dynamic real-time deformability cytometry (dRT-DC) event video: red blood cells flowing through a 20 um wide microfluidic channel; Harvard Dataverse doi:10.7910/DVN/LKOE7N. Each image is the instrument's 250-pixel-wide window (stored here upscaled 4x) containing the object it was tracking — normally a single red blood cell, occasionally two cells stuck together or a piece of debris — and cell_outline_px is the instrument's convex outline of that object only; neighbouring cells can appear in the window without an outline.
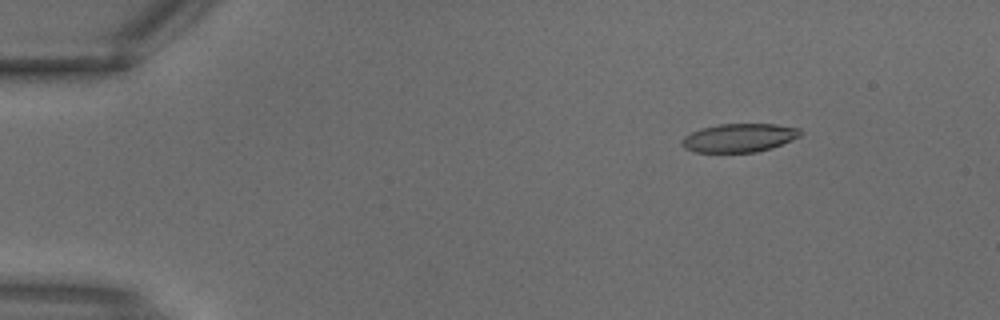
{"species": "common noctule bat (a hibernating species)", "species_latin": "Nyctalus noctula", "temperature_condition": "warm", "stored_images_in_passage": 2, "camera_frame_rate_fps": 3000, "um_per_image_px": 0.085, "animal": {"sex": "male", "body_mass_g": 18.8}, "frame": {"image": 1, "passage_image": 2, "time_ms": 0.333, "image_size_px": [1000, 320], "cell_outline_px": [[800, 136], [792, 140], [772, 148], [756, 152], [692, 152], [684, 148], [680, 144], [680, 140], [684, 136], [700, 128], [720, 124], [776, 124], [800, 128]], "centroid_in_image_um": [62.79, 11.72], "position_along_channel_um": 22.2, "area_um2": 19.83}}